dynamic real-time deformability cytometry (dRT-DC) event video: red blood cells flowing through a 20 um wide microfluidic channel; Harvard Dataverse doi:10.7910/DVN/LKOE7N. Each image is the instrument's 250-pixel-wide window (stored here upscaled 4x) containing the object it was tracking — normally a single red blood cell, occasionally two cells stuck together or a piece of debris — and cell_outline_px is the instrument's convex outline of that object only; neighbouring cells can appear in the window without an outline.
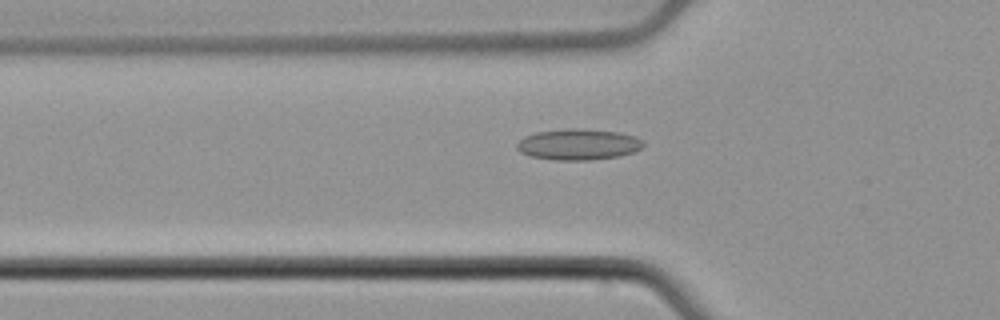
{"species": "common noctule bat (a hibernating species)", "species_latin": "Nyctalus noctula", "temperature_condition": "cold", "stored_images_in_passage": 33, "camera_frame_rate_fps": 3000, "um_per_image_px": 0.085, "animal": {"sex": "male", "body_mass_g": 21.5, "forearm_length_mm": 52.0}, "frame": {"image": 1, "passage_image": 3, "time_ms": 0.667, "image_size_px": [1000, 320], "cell_outline_px": [[644, 144], [640, 148], [632, 152], [620, 156], [592, 160], [552, 160], [528, 156], [520, 152], [516, 148], [516, 144], [524, 136], [536, 132], [564, 128], [580, 128], [620, 132], [636, 136], [644, 140]], "centroid_in_image_um": [49.14, 12.27], "position_along_channel_um": 76.7, "area_um2": 23.24}}
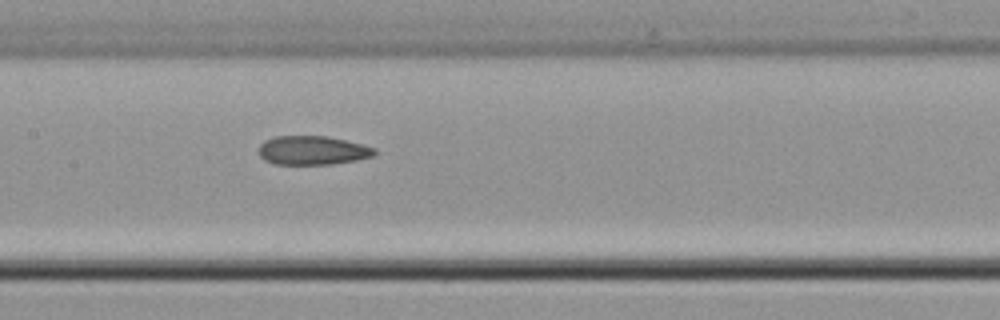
{"frame": {"image": 2, "passage_image": 11, "time_ms": 3.333, "image_size_px": [1000, 320], "cell_outline_px": [[376, 152], [372, 156], [356, 160], [332, 164], [276, 164], [264, 160], [260, 156], [260, 144], [264, 140], [276, 136], [328, 136], [364, 144], [376, 148]], "centroid_in_image_um": [26.58, 12.77], "position_along_channel_um": 180.8, "area_um2": 19.54}}
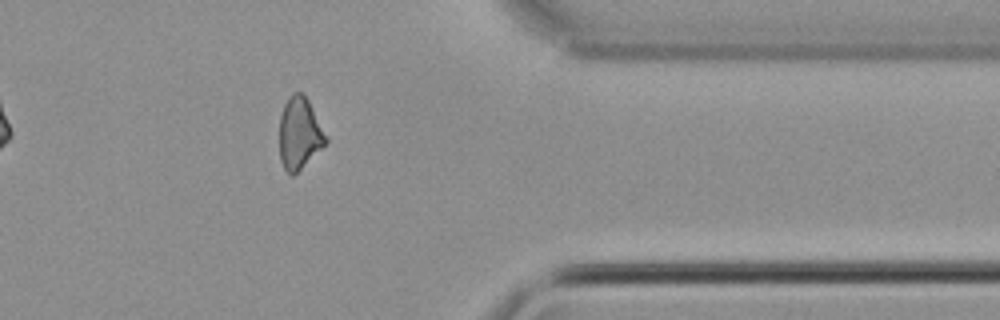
{"frame": {"image": 3, "passage_image": 28, "time_ms": 9.0, "image_size_px": [1000, 320], "cell_outline_px": [[328, 140], [292, 176], [284, 168], [280, 160], [280, 116], [284, 104], [288, 96], [292, 92], [300, 92], [308, 100], [328, 136]], "centroid_in_image_um": [25.44, 11.28], "position_along_channel_um": 386.0, "area_um2": 19.07}, "authors_computed_cell_mechanics": {"area_um2": 19.941, "velocity_mm_per_s": 3.8909, "shape_relaxation_time_tau1_ms": null, "shape_relaxation_time_tau2_ms": 6.1314, "deformation_change_tau1": null, "deformation_change_tau2": 0.1545}}